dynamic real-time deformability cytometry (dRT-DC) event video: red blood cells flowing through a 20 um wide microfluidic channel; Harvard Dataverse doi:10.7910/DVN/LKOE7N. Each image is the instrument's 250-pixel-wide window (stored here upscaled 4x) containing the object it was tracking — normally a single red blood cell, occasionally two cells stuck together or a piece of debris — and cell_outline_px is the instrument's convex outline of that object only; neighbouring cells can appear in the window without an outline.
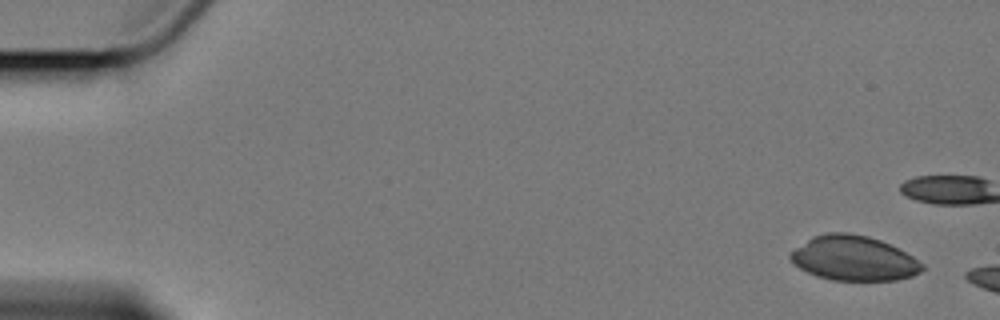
{"species": "Egyptian fruit bat (a non-hibernating species)", "species_latin": "Rousettus aegyptiacus", "temperature_condition": "cold", "stored_images_in_passage": 3, "camera_frame_rate_fps": 3000, "um_per_image_px": 0.085, "animal": {"sex": "female"}, "frame": {"image": 1, "passage_image": 1, "time_ms": 0.0, "image_size_px": [1000, 320], "cell_outline_px": [[924, 268], [920, 272], [912, 276], [896, 280], [832, 280], [816, 276], [800, 268], [788, 256], [796, 248], [812, 236], [824, 232], [848, 232], [868, 236], [880, 240], [912, 256], [924, 264]], "centroid_in_image_um": [72.57, 21.95], "position_along_channel_um": 12.4, "area_um2": 34.16}}